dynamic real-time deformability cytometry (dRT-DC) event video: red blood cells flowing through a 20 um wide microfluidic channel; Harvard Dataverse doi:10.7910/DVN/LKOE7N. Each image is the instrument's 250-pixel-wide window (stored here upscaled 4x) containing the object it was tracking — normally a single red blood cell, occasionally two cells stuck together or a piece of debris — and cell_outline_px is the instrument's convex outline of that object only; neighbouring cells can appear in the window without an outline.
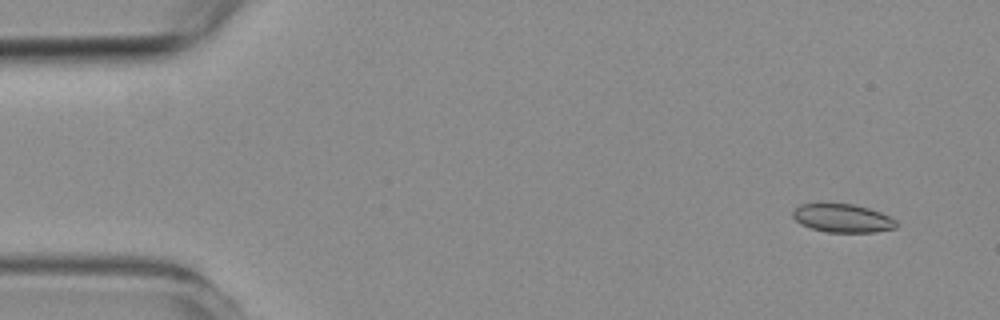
{"species": "common noctule bat (a hibernating species)", "species_latin": "Nyctalus noctula", "temperature_condition": "room temperature", "stored_images_in_passage": 6, "camera_frame_rate_fps": 3000, "um_per_image_px": 0.085, "animal": {"sex": "female", "body_mass_g": 19.3, "forearm_length_mm": 54.1}, "frame": {"image": 1, "passage_image": 1, "time_ms": 0.0, "image_size_px": [1000, 320], "cell_outline_px": [[896, 228], [876, 232], [828, 232], [812, 228], [800, 224], [792, 216], [792, 212], [800, 204], [856, 204], [880, 212], [896, 220]], "centroid_in_image_um": [71.62, 18.55], "position_along_channel_um": 13.4, "area_um2": 16.99}}
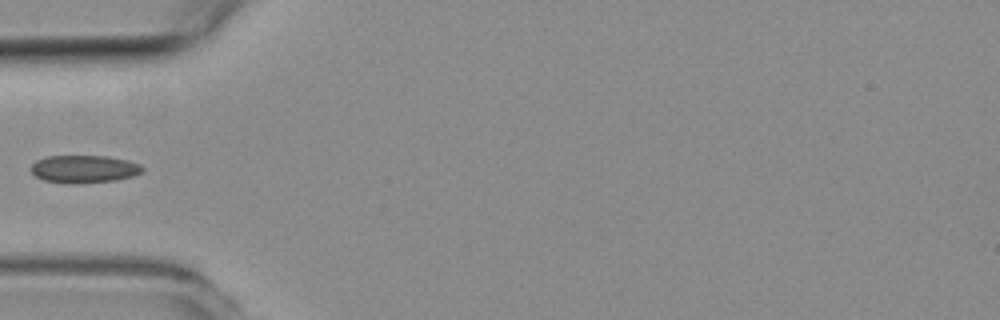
{"frame": {"image": 2, "passage_image": 5, "time_ms": 4.667, "image_size_px": [1000, 320], "cell_outline_px": [[144, 172], [132, 176], [116, 180], [72, 184], [64, 184], [44, 180], [36, 176], [28, 168], [36, 160], [48, 156], [108, 156], [128, 160], [140, 164], [144, 168]], "centroid_in_image_um": [7.14, 14.37], "position_along_channel_um": 77.9, "area_um2": 18.21}}
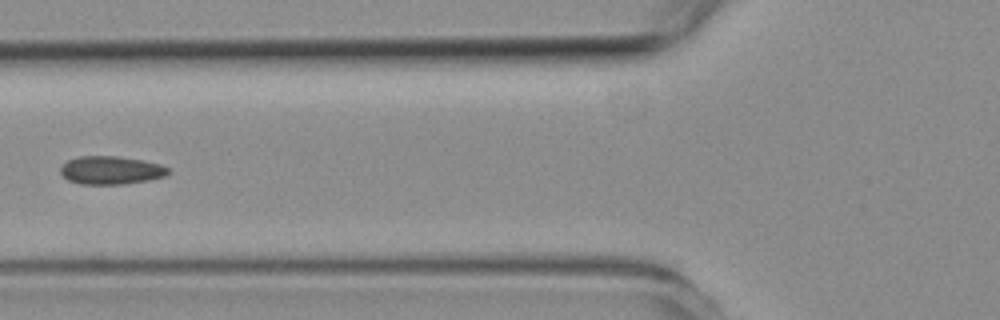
{"frame": {"image": 3, "passage_image": 6, "time_ms": 5.667, "image_size_px": [1000, 320], "cell_outline_px": [[172, 172], [164, 176], [148, 180], [124, 184], [80, 184], [68, 180], [60, 172], [60, 168], [68, 160], [80, 156], [116, 156], [144, 160], [160, 164], [168, 168]], "centroid_in_image_um": [9.45, 14.47], "position_along_channel_um": 116.4, "area_um2": 17.69}}